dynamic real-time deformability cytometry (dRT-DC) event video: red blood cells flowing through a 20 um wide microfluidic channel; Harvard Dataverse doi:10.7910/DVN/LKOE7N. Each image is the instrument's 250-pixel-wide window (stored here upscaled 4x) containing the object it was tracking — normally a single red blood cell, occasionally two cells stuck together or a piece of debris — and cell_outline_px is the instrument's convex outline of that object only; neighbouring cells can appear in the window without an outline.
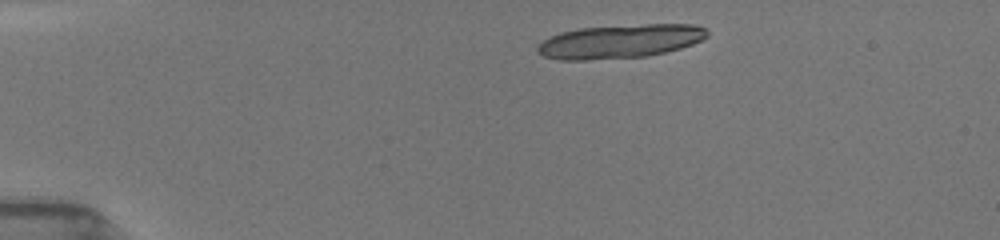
{"species": "common noctule bat (a hibernating species)", "species_latin": "Nyctalus noctula", "temperature_condition": "room temperature", "stored_images_in_passage": 11, "camera_frame_rate_fps": 3000, "um_per_image_px": 0.085, "animal": {"sex": "female", "body_mass_g": 19.5, "forearm_length_mm": 54.1}, "frame": {"image": 1, "passage_image": 1, "time_ms": 0.0, "image_size_px": [1000, 240], "cell_outline_px": [[708, 36], [692, 44], [680, 48], [648, 56], [588, 60], [560, 60], [544, 56], [536, 52], [536, 48], [544, 40], [560, 32], [576, 28], [644, 24], [692, 24], [708, 28]], "centroid_in_image_um": [52.7, 3.51], "position_along_channel_um": 32.3, "area_um2": 33.47}}